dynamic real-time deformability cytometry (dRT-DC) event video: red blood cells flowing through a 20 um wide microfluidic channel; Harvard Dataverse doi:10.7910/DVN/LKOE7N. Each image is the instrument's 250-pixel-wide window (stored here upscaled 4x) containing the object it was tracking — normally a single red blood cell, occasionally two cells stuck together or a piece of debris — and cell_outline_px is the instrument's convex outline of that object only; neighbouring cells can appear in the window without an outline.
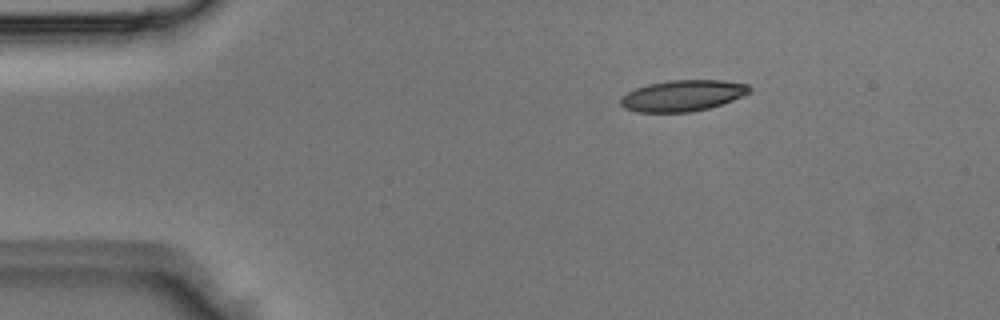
{"species": "Egyptian fruit bat (a non-hibernating species)", "species_latin": "Rousettus aegyptiacus", "temperature_condition": "room temperature", "stored_images_in_passage": 2, "camera_frame_rate_fps": 3000, "um_per_image_px": 0.085, "animal": {"sex": "male"}, "frame": {"image": 1, "passage_image": 1, "time_ms": 0.0, "image_size_px": [1000, 320], "cell_outline_px": [[752, 92], [732, 100], [708, 108], [688, 112], [636, 112], [624, 108], [620, 104], [620, 96], [636, 88], [648, 84], [668, 80], [724, 80], [748, 84], [752, 88]], "centroid_in_image_um": [58.02, 8.12], "position_along_channel_um": 27.0, "area_um2": 23.47}}